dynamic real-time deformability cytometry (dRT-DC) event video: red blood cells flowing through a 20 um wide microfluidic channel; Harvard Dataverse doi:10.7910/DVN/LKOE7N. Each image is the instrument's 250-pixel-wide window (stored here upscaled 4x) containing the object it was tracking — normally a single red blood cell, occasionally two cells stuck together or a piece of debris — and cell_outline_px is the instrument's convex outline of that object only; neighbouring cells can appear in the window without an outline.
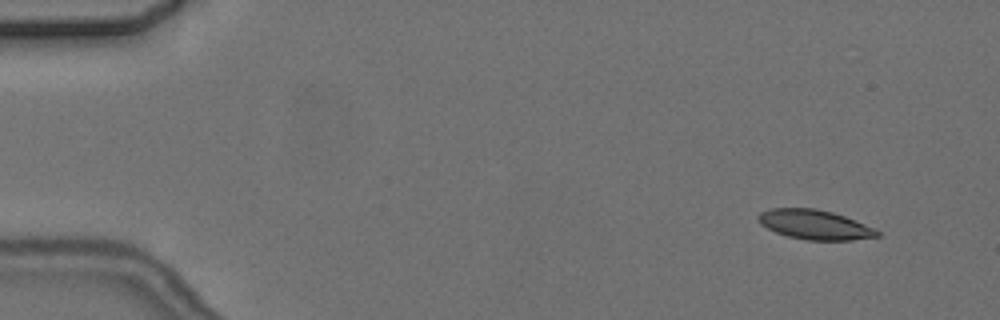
{"species": "common noctule bat (a hibernating species)", "species_latin": "Nyctalus noctula", "temperature_condition": "cold", "stored_images_in_passage": 6, "camera_frame_rate_fps": 3000, "um_per_image_px": 0.085, "animal": {"sex": "female", "body_mass_g": 24.6, "forearm_length_mm": 56.2}, "frame": {"image": 1, "passage_image": 1, "time_ms": 0.0, "image_size_px": [1000, 320], "cell_outline_px": [[880, 236], [852, 240], [808, 240], [788, 236], [776, 232], [760, 224], [756, 216], [760, 212], [772, 208], [816, 208], [832, 212], [844, 216], [864, 224], [880, 232]], "centroid_in_image_um": [69.22, 19.09], "position_along_channel_um": 15.8, "area_um2": 20.35}}
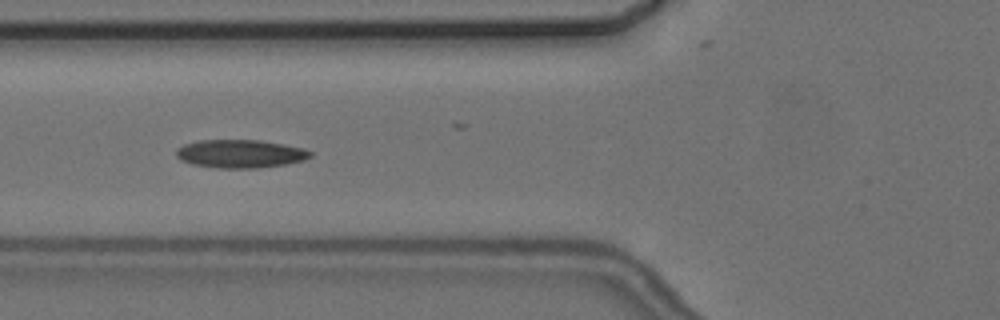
{"frame": {"image": 2, "passage_image": 5, "time_ms": 5.667, "image_size_px": [1000, 320], "cell_outline_px": [[312, 156], [304, 160], [284, 164], [256, 168], [216, 168], [192, 164], [180, 160], [176, 156], [176, 148], [184, 144], [196, 140], [260, 140], [284, 144], [304, 148], [312, 152]], "centroid_in_image_um": [20.4, 13.06], "position_along_channel_um": 105.4, "area_um2": 22.2}}
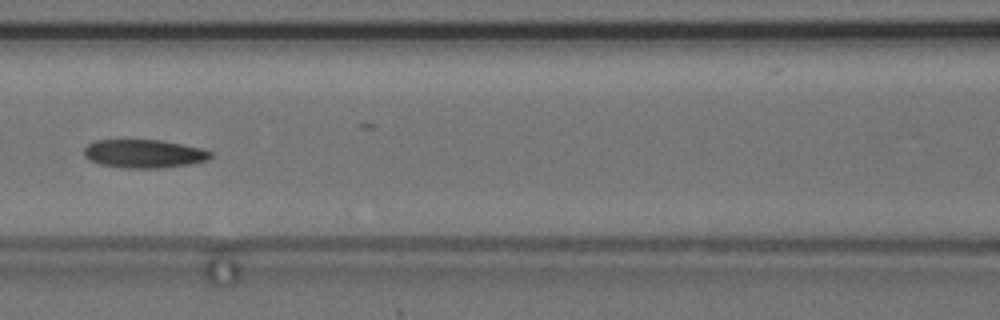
{"frame": {"image": 3, "passage_image": 6, "time_ms": 7.0, "image_size_px": [1000, 320], "cell_outline_px": [[212, 156], [208, 160], [188, 164], [160, 168], [124, 168], [100, 164], [88, 160], [84, 156], [84, 148], [88, 144], [96, 140], [160, 140], [200, 148], [212, 152]], "centroid_in_image_um": [12.2, 13.07], "position_along_channel_um": 154.4, "area_um2": 20.87}}